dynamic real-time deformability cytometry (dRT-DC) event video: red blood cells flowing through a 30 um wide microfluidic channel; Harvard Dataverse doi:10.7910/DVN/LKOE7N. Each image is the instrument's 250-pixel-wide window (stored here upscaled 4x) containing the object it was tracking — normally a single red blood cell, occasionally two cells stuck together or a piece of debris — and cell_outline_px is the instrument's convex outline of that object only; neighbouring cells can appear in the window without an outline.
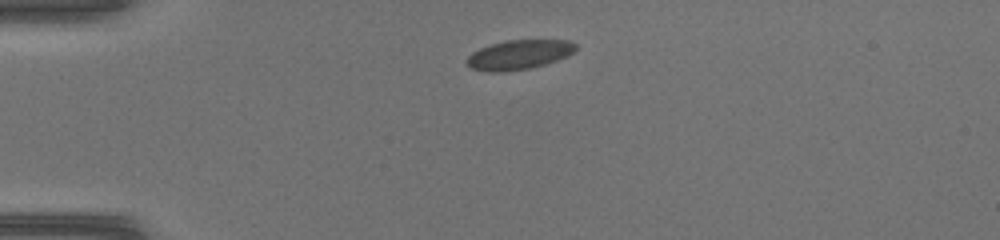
{"species": "common noctule bat (a hibernating species)", "species_latin": "Nyctalus noctula", "temperature_condition": "warm", "stored_images_in_passage": 38, "camera_frame_rate_fps": 3000, "um_per_image_px": 0.085, "animal": {"sex": "female", "body_mass_g": 17.0, "forearm_length_mm": 48.0}, "frame": {"image": 1, "passage_image": 1, "time_ms": 0.0, "image_size_px": [1000, 240], "cell_outline_px": [[576, 48], [572, 52], [556, 60], [544, 64], [528, 68], [500, 72], [488, 72], [472, 68], [468, 64], [468, 56], [472, 52], [480, 48], [492, 44], [508, 40], [568, 40], [576, 44]], "centroid_in_image_um": [44.09, 4.64], "position_along_channel_um": 40.9, "area_um2": 18.26}}
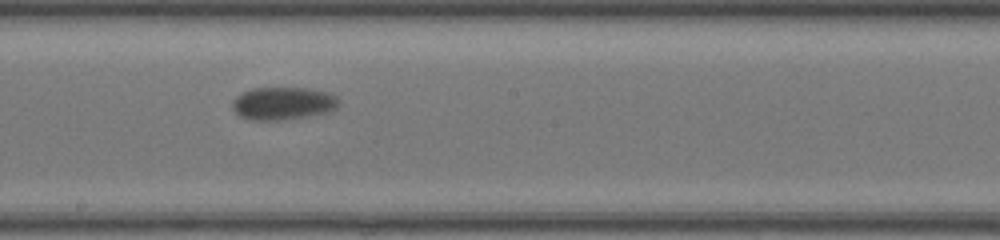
{"frame": {"image": 2, "passage_image": 17, "time_ms": 5.333, "image_size_px": [1000, 240], "cell_outline_px": [[340, 104], [336, 108], [328, 112], [308, 116], [280, 120], [248, 120], [240, 116], [232, 108], [232, 104], [236, 96], [252, 88], [304, 88], [328, 92], [336, 96], [340, 100]], "centroid_in_image_um": [24.07, 8.79], "position_along_channel_um": 224.1, "area_um2": 20.35}}
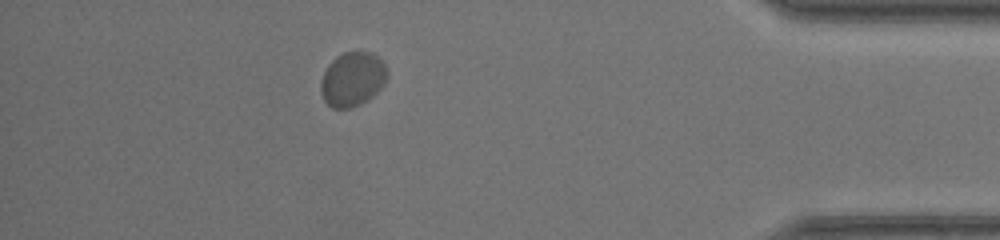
{"frame": {"image": 3, "passage_image": 33, "time_ms": 10.667, "image_size_px": [1000, 240], "cell_outline_px": [[388, 76], [380, 88], [372, 96], [360, 104], [352, 108], [332, 108], [324, 100], [320, 92], [320, 80], [328, 64], [336, 56], [344, 52], [372, 52], [384, 64], [388, 72]], "centroid_in_image_um": [29.93, 6.73], "position_along_channel_um": 405.3, "area_um2": 20.98}}